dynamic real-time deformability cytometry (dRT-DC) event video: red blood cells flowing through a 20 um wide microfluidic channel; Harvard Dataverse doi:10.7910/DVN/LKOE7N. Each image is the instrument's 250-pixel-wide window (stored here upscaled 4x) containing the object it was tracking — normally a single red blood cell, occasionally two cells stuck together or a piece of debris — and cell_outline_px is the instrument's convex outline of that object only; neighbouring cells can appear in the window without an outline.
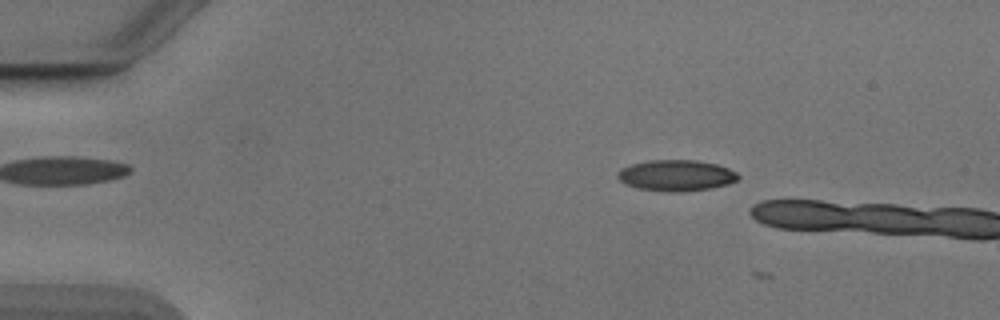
{"species": "Egyptian fruit bat (a non-hibernating species)", "species_latin": "Rousettus aegyptiacus", "temperature_condition": "cold", "stored_images_in_passage": 6, "camera_frame_rate_fps": 3000, "um_per_image_px": 0.085, "animal": {"sex": "male"}, "frame": {"image": 1, "passage_image": 5, "time_ms": 1.333, "image_size_px": [1000, 320], "cell_outline_px": [[740, 176], [736, 180], [728, 184], [712, 188], [680, 192], [668, 192], [640, 188], [624, 184], [616, 176], [616, 172], [620, 168], [632, 164], [648, 160], [696, 160], [716, 164], [728, 168], [736, 172]], "centroid_in_image_um": [57.45, 14.91], "position_along_channel_um": 27.5, "area_um2": 21.91}}